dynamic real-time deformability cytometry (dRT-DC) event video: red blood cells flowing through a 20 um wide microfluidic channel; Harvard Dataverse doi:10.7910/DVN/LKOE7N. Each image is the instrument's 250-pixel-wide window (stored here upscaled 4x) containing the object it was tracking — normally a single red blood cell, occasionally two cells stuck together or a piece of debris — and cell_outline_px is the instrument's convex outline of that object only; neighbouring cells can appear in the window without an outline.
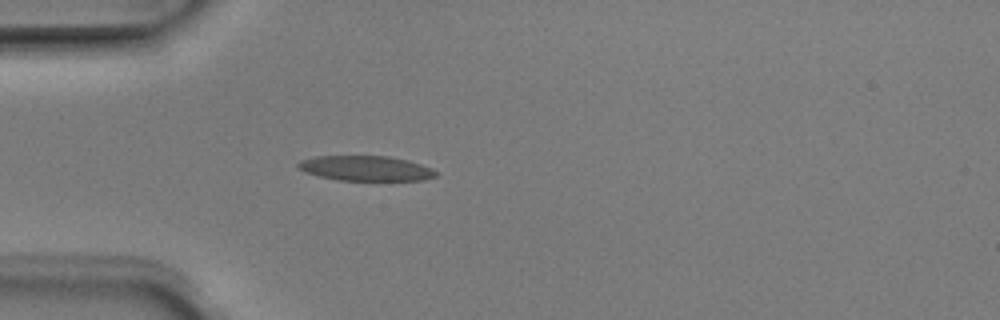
{"species": "Egyptian fruit bat (a non-hibernating species)", "species_latin": "Rousettus aegyptiacus", "temperature_condition": "room temperature", "stored_images_in_passage": 4, "camera_frame_rate_fps": 3000, "um_per_image_px": 0.085, "animal": {"sex": "male"}, "frame": {"image": 1, "passage_image": 4, "time_ms": 1.0, "image_size_px": [1000, 320], "cell_outline_px": [[436, 176], [424, 180], [336, 180], [304, 172], [296, 168], [296, 164], [300, 160], [316, 156], [388, 156], [408, 160], [432, 168], [436, 172]], "centroid_in_image_um": [31.05, 14.3], "position_along_channel_um": 54.0, "area_um2": 20.11}}